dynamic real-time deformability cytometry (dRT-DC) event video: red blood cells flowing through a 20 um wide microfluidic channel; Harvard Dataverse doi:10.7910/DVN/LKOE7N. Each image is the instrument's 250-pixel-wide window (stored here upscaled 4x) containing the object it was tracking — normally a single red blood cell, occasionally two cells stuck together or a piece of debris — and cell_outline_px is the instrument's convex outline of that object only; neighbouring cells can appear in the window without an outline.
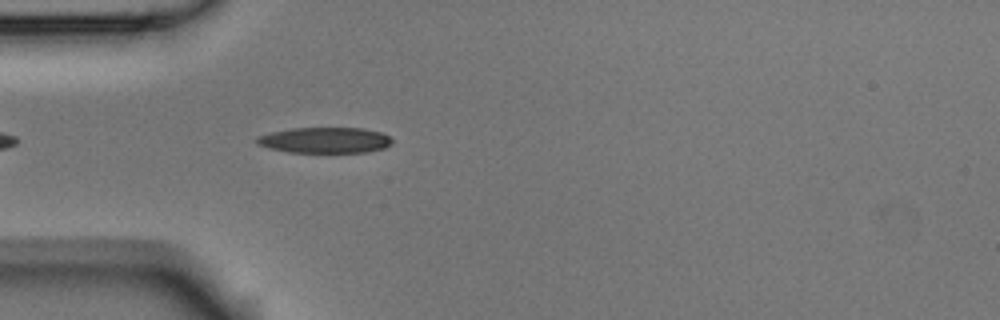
{"species": "Egyptian fruit bat (a non-hibernating species)", "species_latin": "Rousettus aegyptiacus", "temperature_condition": "room temperature", "stored_images_in_passage": 4, "camera_frame_rate_fps": 3000, "um_per_image_px": 0.085, "animal": {"sex": "male"}, "frame": {"image": 1, "passage_image": 4, "time_ms": 1.0, "image_size_px": [1000, 320], "cell_outline_px": [[392, 144], [384, 148], [368, 152], [288, 152], [268, 148], [256, 144], [256, 136], [268, 132], [292, 128], [364, 128], [380, 132], [388, 136], [392, 140]], "centroid_in_image_um": [27.58, 11.91], "position_along_channel_um": 57.4, "area_um2": 20.46}}